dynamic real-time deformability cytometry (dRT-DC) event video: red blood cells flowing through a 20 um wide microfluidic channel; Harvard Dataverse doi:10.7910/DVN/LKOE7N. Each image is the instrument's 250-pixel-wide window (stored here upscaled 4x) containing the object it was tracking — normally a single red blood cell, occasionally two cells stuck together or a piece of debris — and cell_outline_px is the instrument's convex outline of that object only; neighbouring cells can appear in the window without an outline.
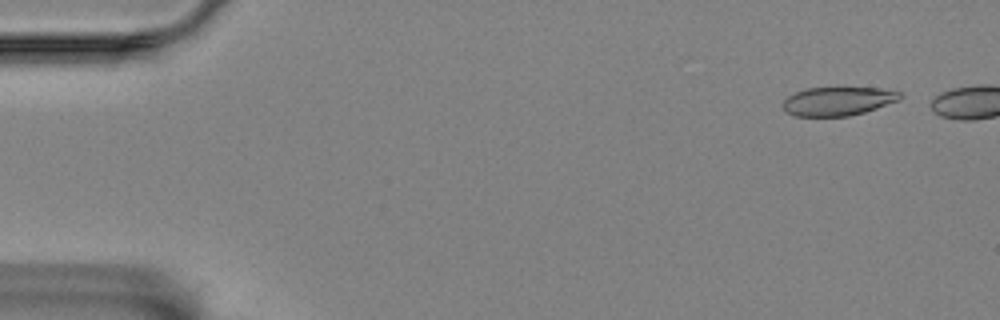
{"species": "Egyptian fruit bat (a non-hibernating species)", "species_latin": "Rousettus aegyptiacus", "temperature_condition": "room temperature", "stored_images_in_passage": 7, "camera_frame_rate_fps": 3000, "um_per_image_px": 0.085, "animal": {"sex": "female"}, "frame": {"image": 1, "passage_image": 4, "time_ms": 1.0, "image_size_px": [1000, 320], "cell_outline_px": [[900, 100], [864, 112], [848, 116], [792, 116], [784, 112], [784, 100], [788, 96], [796, 92], [808, 88], [880, 88], [900, 92]], "centroid_in_image_um": [71.2, 8.61], "position_along_channel_um": 13.8, "area_um2": 19.42}}